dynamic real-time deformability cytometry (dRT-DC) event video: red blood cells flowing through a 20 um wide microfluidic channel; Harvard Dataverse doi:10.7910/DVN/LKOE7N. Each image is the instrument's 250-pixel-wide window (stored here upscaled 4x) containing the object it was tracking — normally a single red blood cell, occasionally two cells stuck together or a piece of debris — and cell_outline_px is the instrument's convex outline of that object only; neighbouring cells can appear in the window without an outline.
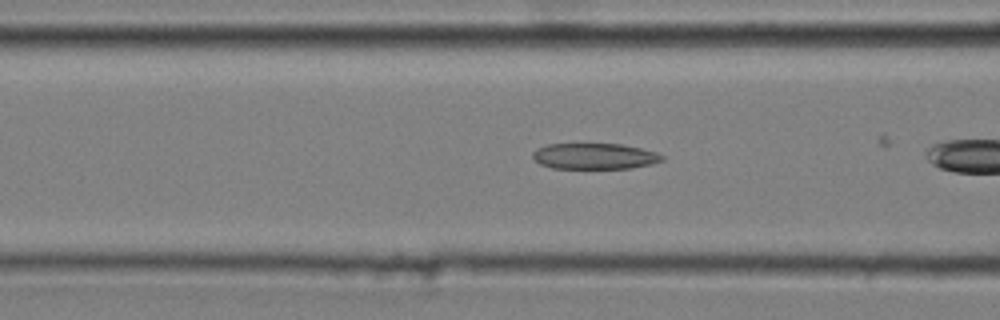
{"species": "common noctule bat (a hibernating species)", "species_latin": "Nyctalus noctula", "temperature_condition": "cold", "stored_images_in_passage": 8, "camera_frame_rate_fps": 3000, "um_per_image_px": 0.085, "animal": {"sex": "male", "body_mass_g": 20.4}, "frame": {"image": 1, "passage_image": 5, "time_ms": 1.333, "image_size_px": [1000, 320], "cell_outline_px": [[664, 160], [652, 164], [632, 168], [552, 168], [540, 164], [532, 156], [532, 152], [536, 148], [548, 144], [620, 144], [640, 148], [656, 152], [664, 156]], "centroid_in_image_um": [50.54, 13.28], "position_along_channel_um": 116.1, "area_um2": 19.54}}